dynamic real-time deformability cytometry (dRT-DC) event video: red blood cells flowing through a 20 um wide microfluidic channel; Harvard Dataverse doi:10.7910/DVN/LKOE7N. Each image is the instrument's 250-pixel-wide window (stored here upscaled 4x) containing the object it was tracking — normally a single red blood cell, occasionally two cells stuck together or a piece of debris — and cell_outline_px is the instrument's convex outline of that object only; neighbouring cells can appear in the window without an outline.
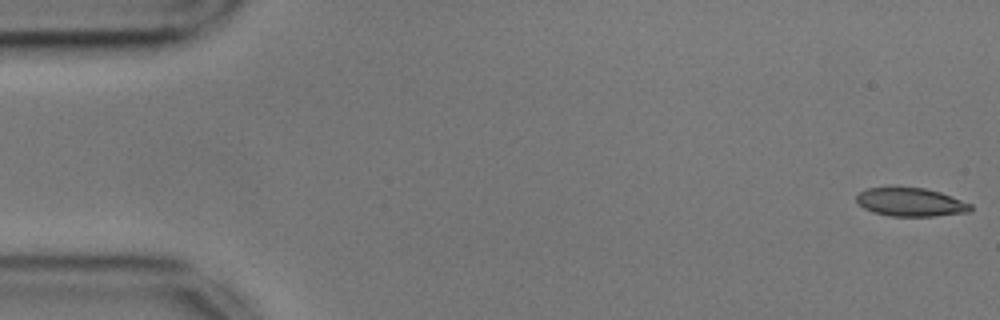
{"species": "common noctule bat (a hibernating species)", "species_latin": "Nyctalus noctula", "temperature_condition": "cold", "stored_images_in_passage": 52, "camera_frame_rate_fps": 3000, "um_per_image_px": 0.085, "animal": {"sex": "male", "body_mass_g": 17.9, "forearm_length_mm": 54.2}, "frame": {"image": 1, "passage_image": 1, "time_ms": 0.0, "image_size_px": [1000, 320], "cell_outline_px": [[972, 208], [968, 212], [936, 216], [892, 216], [872, 212], [864, 208], [856, 200], [856, 196], [860, 192], [868, 188], [892, 184], [924, 188], [940, 192], [972, 204]], "centroid_in_image_um": [77.36, 17.14], "position_along_channel_um": 7.6, "area_um2": 19.48}}
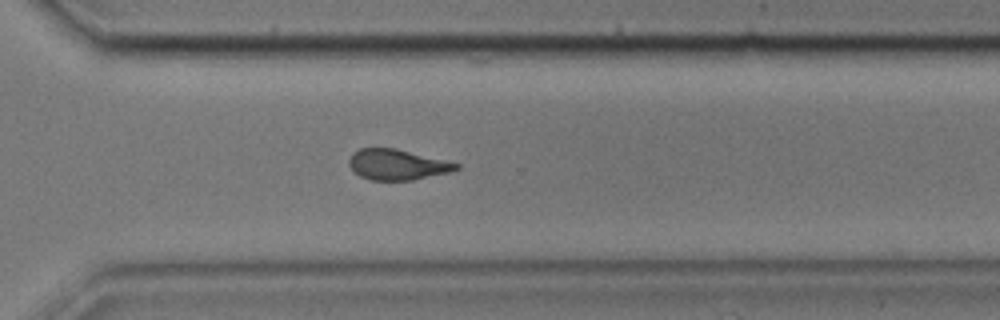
{"frame": {"image": 2, "passage_image": 39, "time_ms": 12.667, "image_size_px": [1000, 320], "cell_outline_px": [[460, 168], [448, 172], [412, 180], [368, 180], [360, 176], [348, 164], [348, 160], [352, 152], [360, 148], [396, 148], [460, 164]], "centroid_in_image_um": [33.72, 13.98], "position_along_channel_um": 336.9, "area_um2": 18.96}}
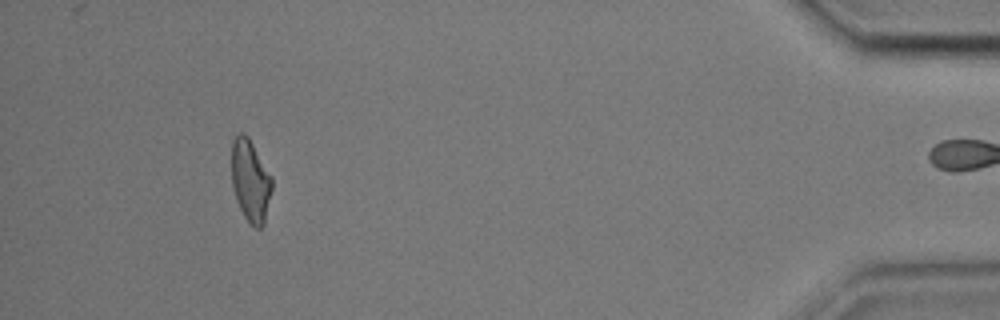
{"frame": {"image": 3, "passage_image": 51, "time_ms": 16.667, "image_size_px": [1000, 320], "cell_outline_px": [[272, 188], [264, 224], [260, 228], [256, 228], [244, 216], [236, 200], [232, 184], [232, 140], [240, 132], [244, 132], [248, 136], [272, 176]], "centroid_in_image_um": [21.29, 15.33], "position_along_channel_um": 413.9, "area_um2": 19.25}, "authors_computed_cell_mechanics": {"area_um2": 19.7965, "velocity_mm_per_s": 3.5925, "shape_relaxation_time_tau1_ms": 4.6997, "shape_relaxation_time_tau2_ms": 2.3236, "deformation_change_tau1": 0.1643, "deformation_change_tau2": 0.1123}}